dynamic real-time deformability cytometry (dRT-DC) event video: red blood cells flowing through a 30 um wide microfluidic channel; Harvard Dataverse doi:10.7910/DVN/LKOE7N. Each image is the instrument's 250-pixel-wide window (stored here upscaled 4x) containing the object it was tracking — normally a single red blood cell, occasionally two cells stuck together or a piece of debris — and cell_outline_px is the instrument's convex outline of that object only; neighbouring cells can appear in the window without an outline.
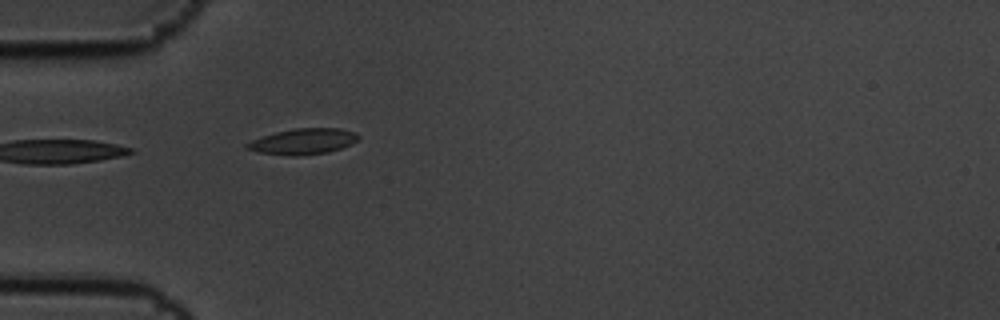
{"species": "common noctule bat (a hibernating species)", "species_latin": "Nyctalus noctula", "temperature_condition": "cold", "stored_images_in_passage": 1, "camera_frame_rate_fps": 3000, "um_per_image_px": 0.085, "animal": {"sex": "male", "body_mass_g": 19.5, "forearm_length_mm": 54.6}, "frame": {"image": 1, "passage_image": 1, "time_ms": 0.0, "image_size_px": [1000, 320], "cell_outline_px": [[360, 136], [356, 140], [340, 148], [328, 152], [296, 156], [292, 156], [260, 152], [244, 148], [244, 144], [252, 140], [276, 132], [296, 128], [340, 128], [356, 132]], "centroid_in_image_um": [25.75, 12.01], "position_along_channel_um": 59.3, "area_um2": 16.53}}